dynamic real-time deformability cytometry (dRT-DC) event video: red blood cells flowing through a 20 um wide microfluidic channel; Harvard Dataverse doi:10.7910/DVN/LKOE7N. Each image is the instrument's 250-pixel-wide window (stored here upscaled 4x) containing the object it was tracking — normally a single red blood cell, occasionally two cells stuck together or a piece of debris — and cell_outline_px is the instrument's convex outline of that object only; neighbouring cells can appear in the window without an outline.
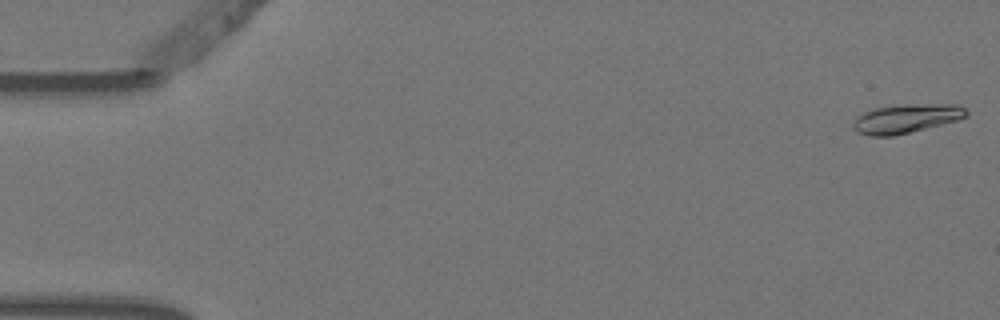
{"species": "Egyptian fruit bat (a non-hibernating species)", "species_latin": "Rousettus aegyptiacus", "temperature_condition": "warm", "stored_images_in_passage": 4, "camera_frame_rate_fps": 3000, "um_per_image_px": 0.085, "animal": {"sex": "female"}, "frame": {"image": 1, "passage_image": 1, "time_ms": 0.0, "image_size_px": [1000, 320], "cell_outline_px": [[968, 116], [956, 120], [892, 136], [872, 136], [856, 132], [852, 128], [852, 124], [856, 116], [864, 112], [876, 108], [904, 104], [956, 104], [964, 108], [968, 112]], "centroid_in_image_um": [76.98, 10.07], "position_along_channel_um": 8.0, "area_um2": 18.9}}
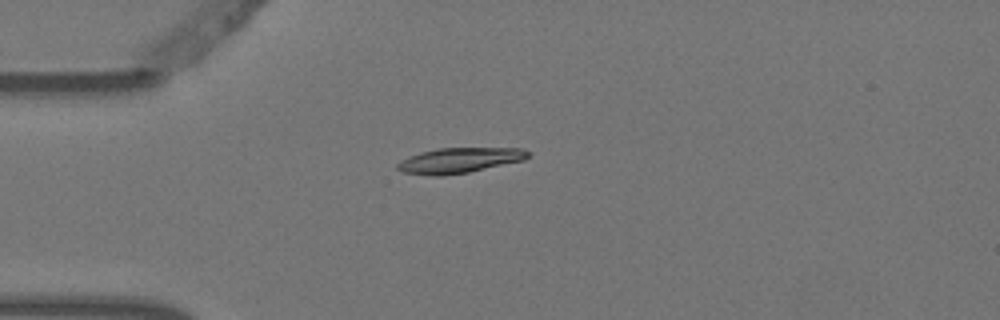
{"frame": {"image": 2, "passage_image": 4, "time_ms": 1.0, "image_size_px": [1000, 320], "cell_outline_px": [[532, 152], [524, 160], [468, 172], [444, 176], [432, 176], [404, 172], [396, 168], [396, 164], [400, 160], [408, 156], [420, 152], [440, 148], [524, 148]], "centroid_in_image_um": [39.04, 13.62], "position_along_channel_um": 46.0, "area_um2": 19.31}}